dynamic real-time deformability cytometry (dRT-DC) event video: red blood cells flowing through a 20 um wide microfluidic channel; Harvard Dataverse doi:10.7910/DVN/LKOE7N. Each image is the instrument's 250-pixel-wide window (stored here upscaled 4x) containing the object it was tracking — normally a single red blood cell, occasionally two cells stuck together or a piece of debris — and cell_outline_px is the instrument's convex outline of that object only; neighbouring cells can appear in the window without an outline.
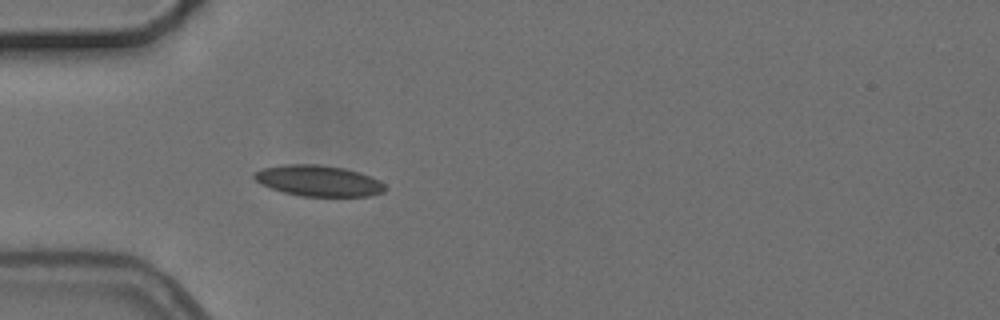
{"species": "common noctule bat (a hibernating species)", "species_latin": "Nyctalus noctula", "temperature_condition": "cold", "stored_images_in_passage": 4, "camera_frame_rate_fps": 3000, "um_per_image_px": 0.085, "animal": {"sex": "female", "body_mass_g": 24.6, "forearm_length_mm": 56.2}, "frame": {"image": 1, "passage_image": 4, "time_ms": 3.667, "image_size_px": [1000, 320], "cell_outline_px": [[388, 188], [384, 192], [368, 196], [300, 196], [284, 192], [260, 184], [252, 176], [256, 172], [264, 168], [284, 164], [320, 164], [344, 168], [360, 172], [372, 176], [380, 180]], "centroid_in_image_um": [27.12, 15.36], "position_along_channel_um": 57.9, "area_um2": 23.7}}